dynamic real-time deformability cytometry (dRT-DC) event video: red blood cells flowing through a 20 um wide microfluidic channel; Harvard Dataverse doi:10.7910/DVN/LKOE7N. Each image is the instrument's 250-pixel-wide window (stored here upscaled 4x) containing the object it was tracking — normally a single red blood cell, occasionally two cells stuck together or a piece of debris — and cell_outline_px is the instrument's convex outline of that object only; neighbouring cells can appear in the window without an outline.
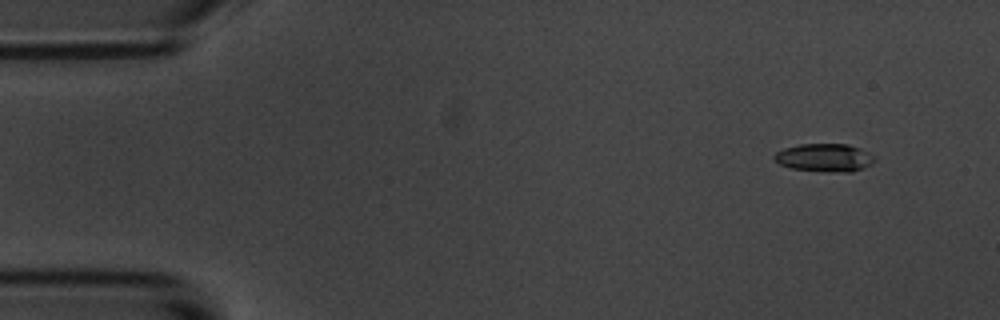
{"species": "common noctule bat (a hibernating species)", "species_latin": "Nyctalus noctula", "temperature_condition": "room temperature", "stored_images_in_passage": 5, "camera_frame_rate_fps": 3000, "um_per_image_px": 0.085, "animal": {"sex": "male", "body_mass_g": 20.1, "forearm_length_mm": 53.5}, "frame": {"image": 1, "passage_image": 1, "time_ms": 0.0, "image_size_px": [1000, 320], "cell_outline_px": [[876, 160], [872, 164], [864, 168], [852, 172], [832, 172], [792, 168], [780, 164], [772, 156], [776, 152], [784, 148], [800, 144], [848, 144], [860, 148], [876, 156]], "centroid_in_image_um": [70.14, 13.4], "position_along_channel_um": 14.9, "area_um2": 16.47}}